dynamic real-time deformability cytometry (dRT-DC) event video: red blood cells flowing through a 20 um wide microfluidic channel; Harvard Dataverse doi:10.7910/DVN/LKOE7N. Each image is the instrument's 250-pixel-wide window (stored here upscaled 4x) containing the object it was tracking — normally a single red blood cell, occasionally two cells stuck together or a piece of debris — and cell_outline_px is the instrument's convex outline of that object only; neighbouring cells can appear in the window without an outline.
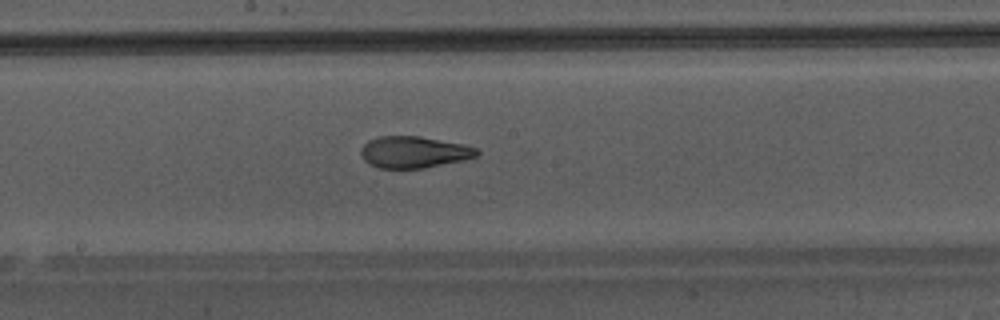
{"species": "Egyptian fruit bat (a non-hibernating species)", "species_latin": "Rousettus aegyptiacus", "temperature_condition": "warm", "stored_images_in_passage": 46, "camera_frame_rate_fps": 3000, "um_per_image_px": 0.085, "animal": {"sex": "male"}, "frame": {"image": 1, "passage_image": 27, "time_ms": 8.667, "image_size_px": [1000, 320], "cell_outline_px": [[480, 152], [476, 156], [464, 160], [424, 168], [380, 168], [368, 164], [360, 156], [360, 148], [368, 140], [380, 136], [420, 136], [464, 144], [476, 148]], "centroid_in_image_um": [35.15, 12.93], "position_along_channel_um": 213.0, "area_um2": 21.5}}